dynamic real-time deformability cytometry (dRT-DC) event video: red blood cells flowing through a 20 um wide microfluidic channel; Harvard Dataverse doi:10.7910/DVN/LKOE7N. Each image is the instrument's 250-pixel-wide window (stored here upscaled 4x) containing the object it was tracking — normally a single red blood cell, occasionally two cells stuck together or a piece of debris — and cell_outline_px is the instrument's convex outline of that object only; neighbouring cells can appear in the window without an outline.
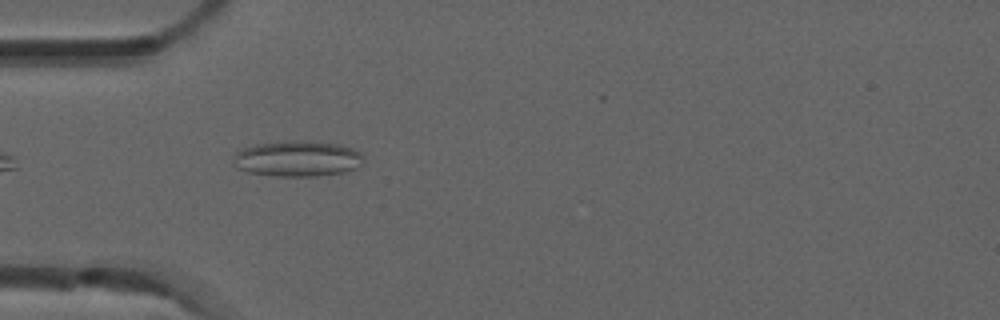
{"species": "common noctule bat (a hibernating species)", "species_latin": "Nyctalus noctula", "temperature_condition": "room temperature", "stored_images_in_passage": 8, "camera_frame_rate_fps": 3000, "um_per_image_px": 0.085, "animal": {"sex": "male", "forearm_length_mm": 52.5}, "frame": {"image": 1, "passage_image": 4, "time_ms": 1.0, "image_size_px": [1000, 320], "cell_outline_px": [[364, 156], [360, 164], [356, 168], [344, 172], [316, 176], [276, 176], [248, 172], [236, 168], [236, 152], [244, 148], [256, 144], [288, 140], [296, 140], [336, 144], [352, 148], [360, 152]], "centroid_in_image_um": [25.3, 13.49], "position_along_channel_um": 59.7, "area_um2": 26.88}}
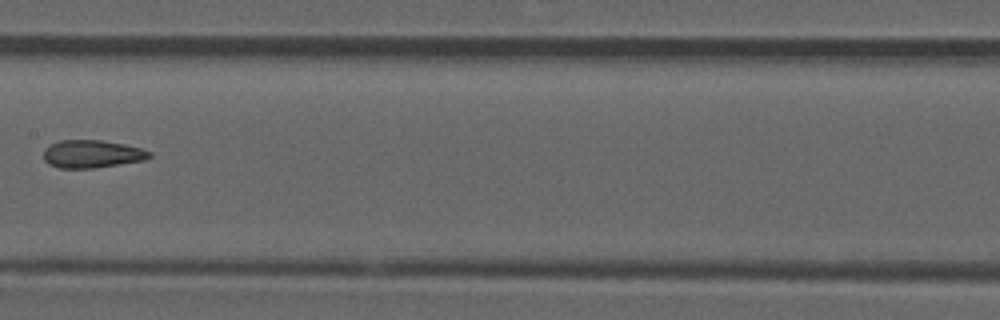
{"frame": {"image": 2, "passage_image": 7, "time_ms": 2.0, "image_size_px": [1000, 320], "cell_outline_px": [[152, 156], [148, 160], [92, 168], [60, 168], [48, 164], [44, 160], [44, 148], [48, 144], [60, 140], [100, 140], [124, 144], [140, 148], [152, 152]], "centroid_in_image_um": [7.82, 13.08], "position_along_channel_um": 199.6, "area_um2": 17.34}}
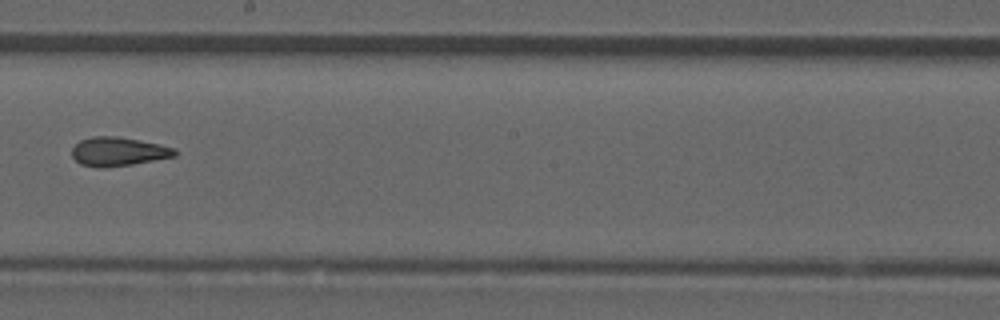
{"frame": {"image": 3, "passage_image": 8, "time_ms": 2.333, "image_size_px": [1000, 320], "cell_outline_px": [[176, 156], [132, 164], [104, 168], [96, 168], [80, 164], [72, 156], [72, 148], [80, 140], [92, 136], [116, 136], [160, 144], [176, 148]], "centroid_in_image_um": [10.04, 12.89], "position_along_channel_um": 238.2, "area_um2": 17.34}}